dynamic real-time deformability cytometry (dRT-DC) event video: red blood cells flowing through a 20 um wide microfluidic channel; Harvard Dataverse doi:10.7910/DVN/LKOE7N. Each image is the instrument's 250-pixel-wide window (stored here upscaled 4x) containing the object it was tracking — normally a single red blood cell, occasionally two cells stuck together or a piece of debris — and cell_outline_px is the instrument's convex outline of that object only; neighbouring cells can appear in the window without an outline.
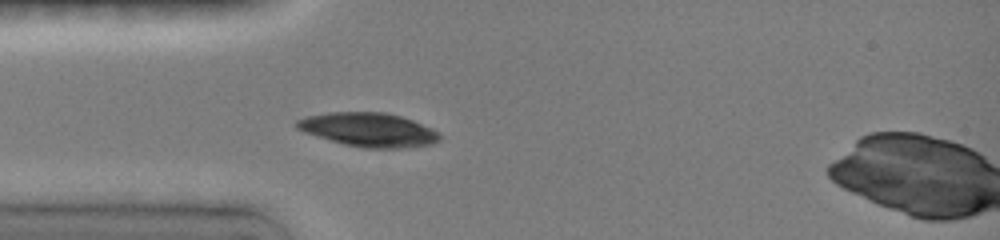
{"species": "common noctule bat (a hibernating species)", "species_latin": "Nyctalus noctula", "temperature_condition": "room temperature", "stored_images_in_passage": 63, "camera_frame_rate_fps": 3000, "um_per_image_px": 0.085, "animal": {"sex": "female", "body_mass_g": 19.0, "forearm_length_mm": 51.5}, "frame": {"image": 1, "passage_image": 1, "time_ms": 0.0, "image_size_px": [1000, 240], "cell_outline_px": [[440, 140], [432, 144], [404, 148], [360, 148], [344, 144], [316, 136], [304, 132], [296, 128], [296, 120], [304, 116], [328, 112], [384, 112], [400, 116], [412, 120], [432, 128], [440, 132]], "centroid_in_image_um": [31.33, 11.03], "position_along_channel_um": 53.7, "area_um2": 28.38}}
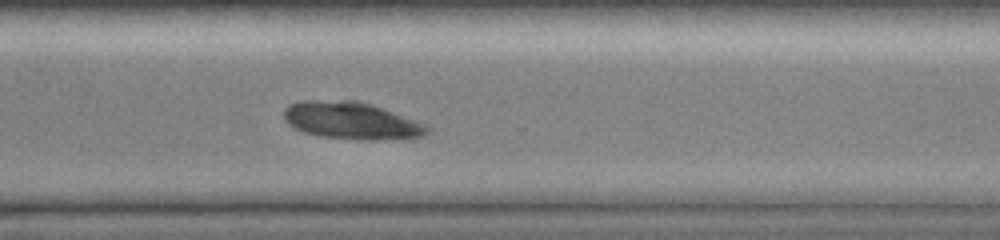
{"frame": {"image": 2, "passage_image": 35, "time_ms": 7.333, "image_size_px": [1000, 240], "cell_outline_px": [[428, 132], [424, 136], [372, 140], [364, 140], [320, 136], [304, 132], [288, 124], [284, 120], [284, 108], [288, 104], [304, 100], [356, 100], [428, 124]], "centroid_in_image_um": [29.83, 10.25], "position_along_channel_um": 340.8, "area_um2": 30.81}}
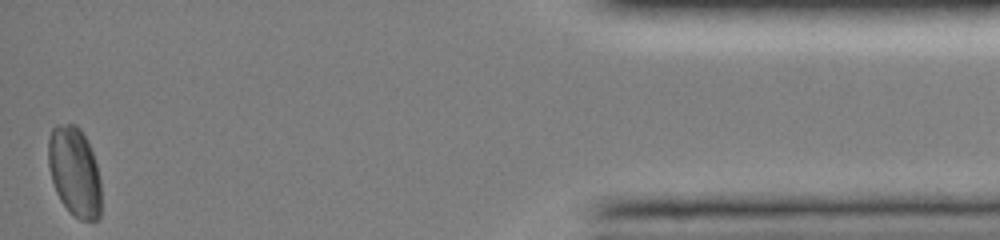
{"frame": {"image": 3, "passage_image": 63, "time_ms": 11.333, "image_size_px": [1000, 240], "cell_outline_px": [[100, 216], [96, 220], [80, 220], [60, 200], [56, 192], [52, 180], [48, 164], [48, 136], [52, 128], [56, 124], [76, 124], [80, 128], [88, 140], [96, 164], [100, 180]], "centroid_in_image_um": [6.32, 14.55], "position_along_channel_um": 428.9, "area_um2": 27.57}}